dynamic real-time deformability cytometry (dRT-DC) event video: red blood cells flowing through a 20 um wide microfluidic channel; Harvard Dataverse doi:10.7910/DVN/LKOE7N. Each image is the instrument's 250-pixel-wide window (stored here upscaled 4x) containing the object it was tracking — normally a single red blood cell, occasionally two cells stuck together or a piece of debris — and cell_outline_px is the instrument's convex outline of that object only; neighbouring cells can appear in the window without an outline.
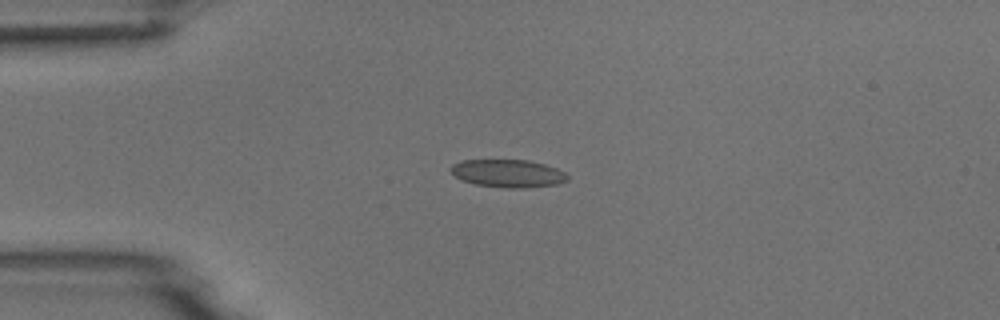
{"species": "common noctule bat (a hibernating species)", "species_latin": "Nyctalus noctula", "temperature_condition": "room temperature", "stored_images_in_passage": 5, "camera_frame_rate_fps": 3000, "um_per_image_px": 0.085, "animal": {"sex": "male", "body_mass_g": 18.8}, "frame": {"image": 1, "passage_image": 4, "time_ms": 3.667, "image_size_px": [1000, 320], "cell_outline_px": [[568, 180], [556, 184], [524, 188], [508, 188], [476, 184], [464, 180], [456, 176], [448, 168], [452, 164], [460, 160], [528, 160], [544, 164], [556, 168], [564, 172], [568, 176]], "centroid_in_image_um": [43.17, 14.73], "position_along_channel_um": 41.8, "area_um2": 18.79}}